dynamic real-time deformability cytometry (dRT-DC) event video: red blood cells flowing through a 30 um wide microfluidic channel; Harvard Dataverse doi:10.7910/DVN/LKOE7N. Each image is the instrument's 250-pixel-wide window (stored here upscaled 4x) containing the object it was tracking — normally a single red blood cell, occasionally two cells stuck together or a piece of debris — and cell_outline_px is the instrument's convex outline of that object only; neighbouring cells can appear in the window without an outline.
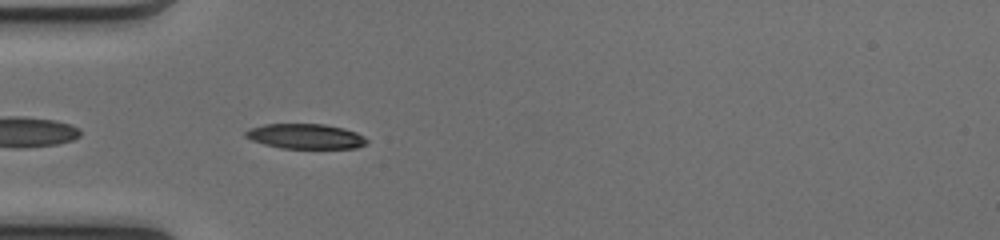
{"species": "common noctule bat (a hibernating species)", "species_latin": "Nyctalus noctula", "temperature_condition": "cold", "stored_images_in_passage": 36, "camera_frame_rate_fps": 3000, "um_per_image_px": 0.085, "animal": {"sex": "female", "body_mass_g": 17.0, "forearm_length_mm": 48.0}, "frame": {"image": 1, "passage_image": 2, "time_ms": 0.333, "image_size_px": [1000, 240], "cell_outline_px": [[368, 144], [356, 148], [280, 148], [264, 144], [252, 140], [244, 136], [244, 132], [248, 128], [264, 124], [324, 124], [344, 128], [356, 132], [364, 136], [368, 140]], "centroid_in_image_um": [25.97, 11.58], "position_along_channel_um": 59.0, "area_um2": 17.8}}
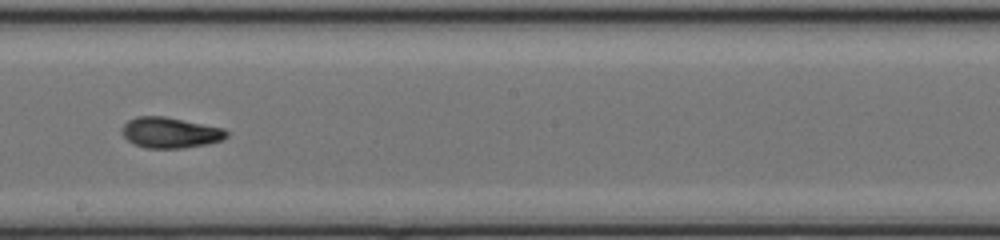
{"frame": {"image": 2, "passage_image": 15, "time_ms": 4.667, "image_size_px": [1000, 240], "cell_outline_px": [[228, 136], [220, 140], [208, 144], [184, 148], [144, 148], [132, 144], [124, 136], [124, 124], [128, 120], [136, 116], [164, 116], [224, 128], [228, 132]], "centroid_in_image_um": [14.48, 11.28], "position_along_channel_um": 233.7, "area_um2": 18.67}}
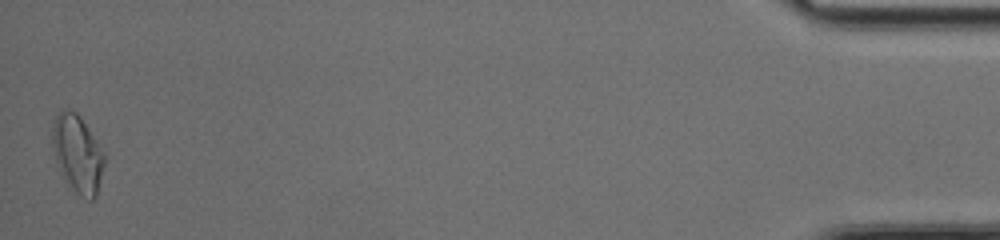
{"frame": {"image": 3, "passage_image": 36, "time_ms": 11.667, "image_size_px": [1000, 240], "cell_outline_px": [[104, 164], [96, 196], [92, 200], [88, 200], [80, 196], [68, 188], [56, 160], [52, 140], [52, 124], [56, 116], [64, 108], [68, 108], [76, 112], [80, 116], [104, 152]], "centroid_in_image_um": [6.58, 13.08], "position_along_channel_um": 428.6, "area_um2": 23.47}, "authors_computed_cell_mechanics": {"area_um2": 18.5827, "velocity_mm_per_s": 4.1319, "shape_relaxation_time_tau1_ms": 3.5385, "shape_relaxation_time_tau2_ms": 1.726, "deformation_change_tau1": 0.1627, "deformation_change_tau2": 0.0806}}